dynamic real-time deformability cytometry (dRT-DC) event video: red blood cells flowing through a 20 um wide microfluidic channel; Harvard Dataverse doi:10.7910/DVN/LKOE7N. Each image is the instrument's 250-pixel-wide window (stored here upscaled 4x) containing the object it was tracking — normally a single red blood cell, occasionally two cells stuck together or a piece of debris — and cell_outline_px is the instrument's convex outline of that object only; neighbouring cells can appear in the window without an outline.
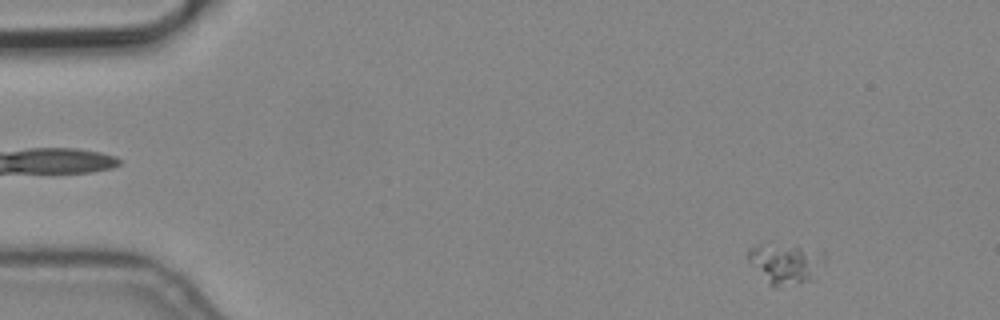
{"species": "common noctule bat (a hibernating species)", "species_latin": "Nyctalus noctula", "temperature_condition": "cold", "stored_images_in_passage": 7, "camera_frame_rate_fps": 3000, "um_per_image_px": 0.085, "animal": {"sex": "male", "body_mass_g": 19.2, "forearm_length_mm": 51.8}, "frame": {"image": 1, "passage_image": 1, "time_ms": 0.0, "image_size_px": [1000, 320], "cell_outline_px": [[828, 256], [816, 280], [776, 288], [768, 284], [748, 260], [748, 248], [760, 244], [796, 244], [824, 252]], "centroid_in_image_um": [66.86, 22.39], "position_along_channel_um": 18.1, "area_um2": 18.84}}
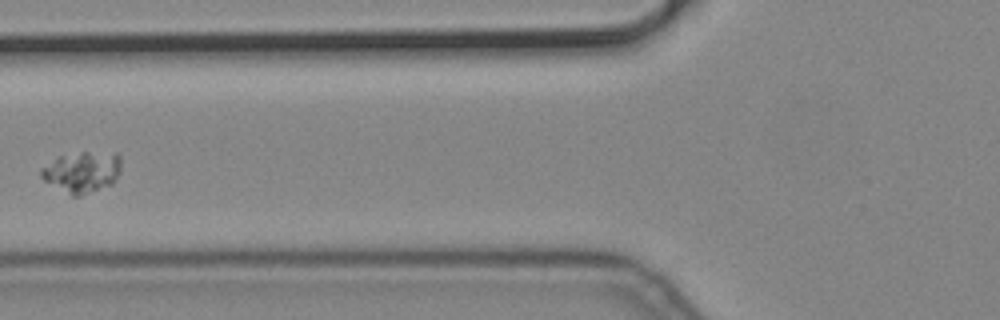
{"frame": {"image": 2, "passage_image": 6, "time_ms": 1.667, "image_size_px": [1000, 320], "cell_outline_px": [[120, 172], [116, 180], [112, 184], [80, 196], [72, 196], [44, 180], [40, 176], [40, 168], [60, 156], [80, 152], [116, 152], [120, 156]], "centroid_in_image_um": [7.0, 14.61], "position_along_channel_um": 118.8, "area_um2": 19.13}}
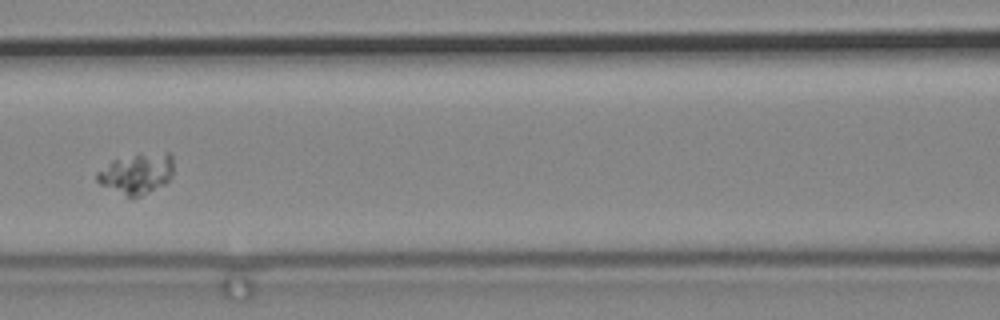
{"frame": {"image": 3, "passage_image": 7, "time_ms": 2.0, "image_size_px": [1000, 320], "cell_outline_px": [[172, 172], [168, 180], [164, 184], [132, 200], [100, 184], [96, 180], [96, 172], [112, 160], [136, 156], [168, 152], [172, 156]], "centroid_in_image_um": [11.58, 14.8], "position_along_channel_um": 155.0, "area_um2": 17.74}}